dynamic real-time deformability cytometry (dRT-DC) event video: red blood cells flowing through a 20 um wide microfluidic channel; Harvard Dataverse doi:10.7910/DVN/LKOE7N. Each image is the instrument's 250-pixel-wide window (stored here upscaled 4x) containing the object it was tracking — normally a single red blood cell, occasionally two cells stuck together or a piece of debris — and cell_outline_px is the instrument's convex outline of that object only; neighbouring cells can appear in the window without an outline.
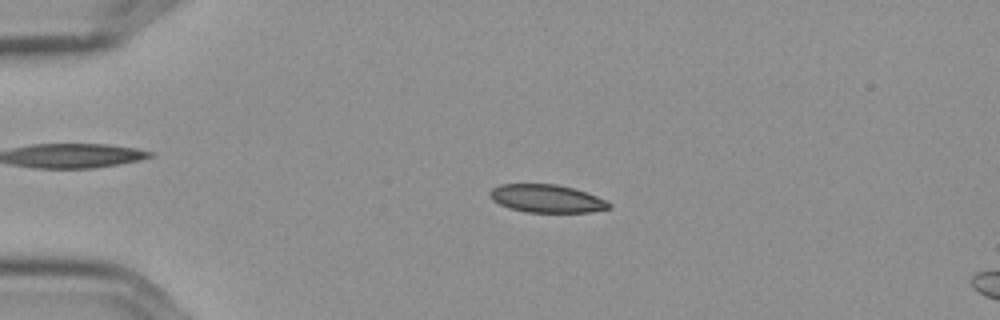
{"species": "Egyptian fruit bat (a non-hibernating species)", "species_latin": "Rousettus aegyptiacus", "temperature_condition": "cold", "stored_images_in_passage": 4, "camera_frame_rate_fps": 3000, "um_per_image_px": 0.085, "frame": {"image": 1, "passage_image": 2, "time_ms": 0.333, "image_size_px": [1000, 320], "cell_outline_px": [[612, 208], [588, 212], [528, 212], [512, 208], [500, 204], [492, 200], [488, 196], [488, 192], [492, 188], [500, 184], [556, 184], [572, 188], [608, 200], [612, 204]], "centroid_in_image_um": [46.47, 16.87], "position_along_channel_um": 38.5, "area_um2": 19.36}}